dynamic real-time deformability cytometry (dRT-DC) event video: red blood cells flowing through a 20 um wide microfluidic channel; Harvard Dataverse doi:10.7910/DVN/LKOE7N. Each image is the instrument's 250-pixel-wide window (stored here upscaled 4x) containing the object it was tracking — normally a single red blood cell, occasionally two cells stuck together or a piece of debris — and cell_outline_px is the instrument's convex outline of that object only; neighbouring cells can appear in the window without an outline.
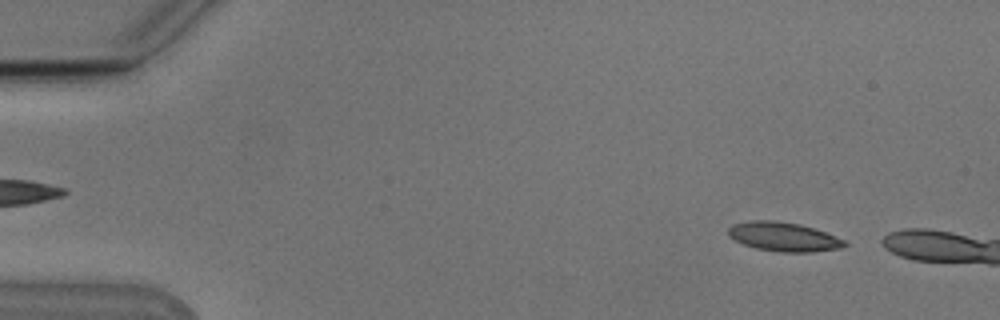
{"species": "Egyptian fruit bat (a non-hibernating species)", "species_latin": "Rousettus aegyptiacus", "temperature_condition": "cold", "stored_images_in_passage": 10, "camera_frame_rate_fps": 3000, "um_per_image_px": 0.085, "animal": {"sex": "male"}, "frame": {"image": 1, "passage_image": 5, "time_ms": 1.333, "image_size_px": [1000, 320], "cell_outline_px": [[848, 244], [840, 248], [812, 252], [780, 252], [756, 248], [744, 244], [728, 236], [728, 228], [732, 224], [752, 220], [776, 220], [800, 224], [824, 232], [844, 240]], "centroid_in_image_um": [66.58, 20.12], "position_along_channel_um": 18.4, "area_um2": 19.59}}